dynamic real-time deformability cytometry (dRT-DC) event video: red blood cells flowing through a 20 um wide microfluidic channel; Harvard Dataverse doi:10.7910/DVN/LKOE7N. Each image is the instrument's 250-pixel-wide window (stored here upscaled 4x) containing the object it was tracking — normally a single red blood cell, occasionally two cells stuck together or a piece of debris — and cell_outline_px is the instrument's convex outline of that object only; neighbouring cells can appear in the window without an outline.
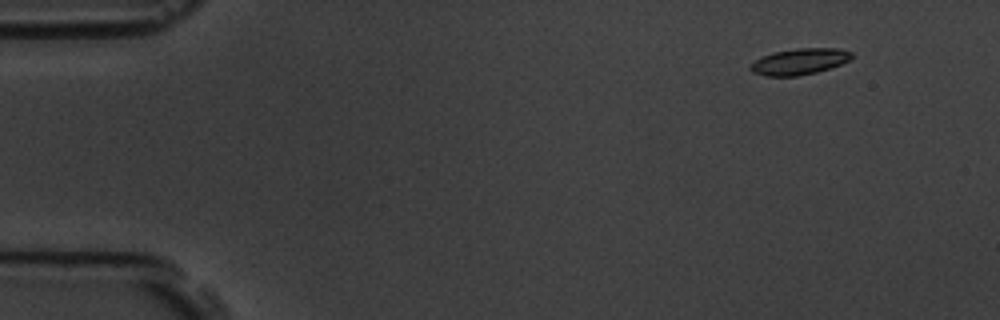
{"species": "common noctule bat (a hibernating species)", "species_latin": "Nyctalus noctula", "temperature_condition": "room temperature", "stored_images_in_passage": 15, "camera_frame_rate_fps": 3000, "um_per_image_px": 0.085, "animal": {"sex": "male", "body_mass_g": 19.5, "forearm_length_mm": 54.6}, "frame": {"image": 1, "passage_image": 2, "time_ms": 1.333, "image_size_px": [1000, 320], "cell_outline_px": [[852, 56], [848, 60], [840, 64], [816, 72], [796, 76], [768, 76], [752, 72], [748, 68], [756, 60], [772, 52], [796, 48], [840, 48], [852, 52]], "centroid_in_image_um": [67.95, 5.22], "position_along_channel_um": 17.1, "area_um2": 15.26}}
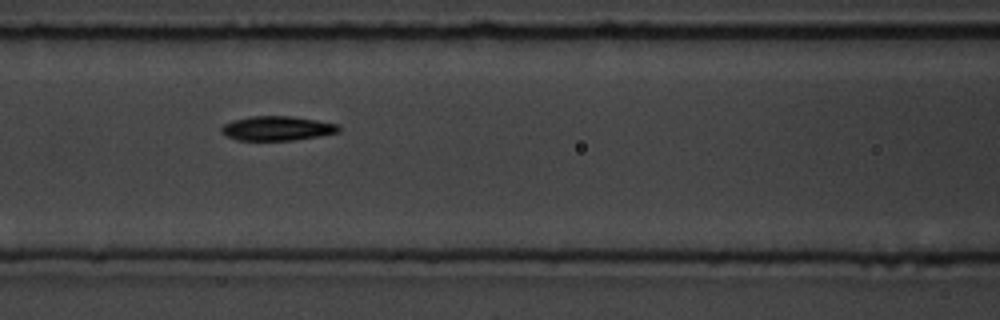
{"frame": {"image": 2, "passage_image": 7, "time_ms": 7.667, "image_size_px": [1000, 320], "cell_outline_px": [[340, 132], [320, 136], [292, 140], [236, 140], [220, 132], [220, 128], [224, 124], [232, 120], [252, 116], [292, 116], [316, 120], [336, 124], [340, 128]], "centroid_in_image_um": [23.54, 10.91], "position_along_channel_um": 143.1, "area_um2": 16.65}}
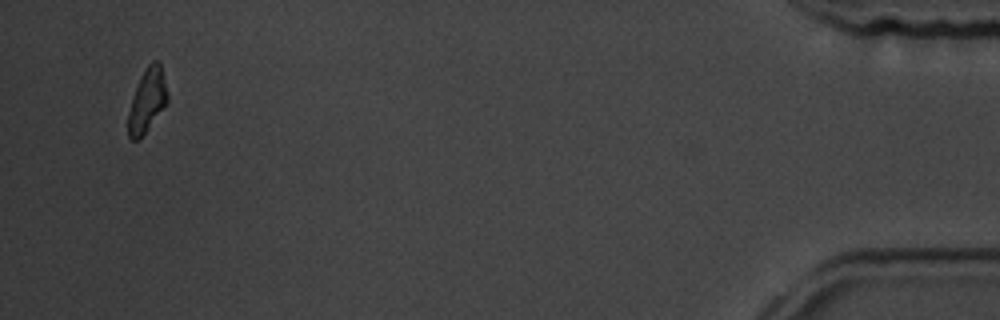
{"frame": {"image": 3, "passage_image": 15, "time_ms": 17.667, "image_size_px": [1000, 320], "cell_outline_px": [[168, 100], [148, 128], [136, 140], [132, 140], [128, 136], [128, 112], [132, 96], [144, 68], [152, 60], [160, 60], [168, 92]], "centroid_in_image_um": [12.51, 8.46], "position_along_channel_um": 422.7, "area_um2": 14.45}, "authors_computed_cell_mechanics": {"area_um2": 16.2418, "velocity_mm_per_s": 3.6343, "shape_relaxation_time_tau1_ms": 3.2898, "shape_relaxation_time_tau2_ms": 3.4594, "deformation_change_tau1": 0.1211, "deformation_change_tau2": 0.1124}}